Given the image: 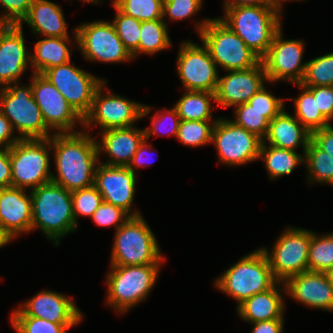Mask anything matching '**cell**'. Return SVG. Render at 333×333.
<instances>
[{
  "label": "cell",
  "mask_w": 333,
  "mask_h": 333,
  "mask_svg": "<svg viewBox=\"0 0 333 333\" xmlns=\"http://www.w3.org/2000/svg\"><path fill=\"white\" fill-rule=\"evenodd\" d=\"M85 131L81 129L74 133H54L51 136L56 168V172H52L51 181L70 192L94 185L99 154L96 137Z\"/></svg>",
  "instance_id": "cell-1"
},
{
  "label": "cell",
  "mask_w": 333,
  "mask_h": 333,
  "mask_svg": "<svg viewBox=\"0 0 333 333\" xmlns=\"http://www.w3.org/2000/svg\"><path fill=\"white\" fill-rule=\"evenodd\" d=\"M32 198L31 231L39 229L55 246L77 229L72 193L50 181L30 190ZM61 239V240H60Z\"/></svg>",
  "instance_id": "cell-2"
},
{
  "label": "cell",
  "mask_w": 333,
  "mask_h": 333,
  "mask_svg": "<svg viewBox=\"0 0 333 333\" xmlns=\"http://www.w3.org/2000/svg\"><path fill=\"white\" fill-rule=\"evenodd\" d=\"M218 17L260 58L267 52L282 27V13L275 5L237 6Z\"/></svg>",
  "instance_id": "cell-3"
},
{
  "label": "cell",
  "mask_w": 333,
  "mask_h": 333,
  "mask_svg": "<svg viewBox=\"0 0 333 333\" xmlns=\"http://www.w3.org/2000/svg\"><path fill=\"white\" fill-rule=\"evenodd\" d=\"M274 278L262 248L245 254L214 281L215 287L237 301L236 308L251 296L271 289Z\"/></svg>",
  "instance_id": "cell-4"
},
{
  "label": "cell",
  "mask_w": 333,
  "mask_h": 333,
  "mask_svg": "<svg viewBox=\"0 0 333 333\" xmlns=\"http://www.w3.org/2000/svg\"><path fill=\"white\" fill-rule=\"evenodd\" d=\"M162 264L110 265L106 275V304L117 314H124L144 302L154 288Z\"/></svg>",
  "instance_id": "cell-5"
},
{
  "label": "cell",
  "mask_w": 333,
  "mask_h": 333,
  "mask_svg": "<svg viewBox=\"0 0 333 333\" xmlns=\"http://www.w3.org/2000/svg\"><path fill=\"white\" fill-rule=\"evenodd\" d=\"M200 41L207 47L217 67L224 71L246 70L261 58L218 17L195 21Z\"/></svg>",
  "instance_id": "cell-6"
},
{
  "label": "cell",
  "mask_w": 333,
  "mask_h": 333,
  "mask_svg": "<svg viewBox=\"0 0 333 333\" xmlns=\"http://www.w3.org/2000/svg\"><path fill=\"white\" fill-rule=\"evenodd\" d=\"M165 261L166 257L143 215L131 216L115 231L110 265H149Z\"/></svg>",
  "instance_id": "cell-7"
},
{
  "label": "cell",
  "mask_w": 333,
  "mask_h": 333,
  "mask_svg": "<svg viewBox=\"0 0 333 333\" xmlns=\"http://www.w3.org/2000/svg\"><path fill=\"white\" fill-rule=\"evenodd\" d=\"M13 83L0 90V111L10 121L19 139L50 138L54 133L46 126L41 110L27 86Z\"/></svg>",
  "instance_id": "cell-8"
},
{
  "label": "cell",
  "mask_w": 333,
  "mask_h": 333,
  "mask_svg": "<svg viewBox=\"0 0 333 333\" xmlns=\"http://www.w3.org/2000/svg\"><path fill=\"white\" fill-rule=\"evenodd\" d=\"M9 149L11 187L32 190L51 181V137L20 139Z\"/></svg>",
  "instance_id": "cell-9"
},
{
  "label": "cell",
  "mask_w": 333,
  "mask_h": 333,
  "mask_svg": "<svg viewBox=\"0 0 333 333\" xmlns=\"http://www.w3.org/2000/svg\"><path fill=\"white\" fill-rule=\"evenodd\" d=\"M107 80L96 90L89 113L83 118V127L88 130L94 125L100 132L110 129L128 128L138 120L149 116L150 105L131 101L111 90L104 91ZM89 128V129H88Z\"/></svg>",
  "instance_id": "cell-10"
},
{
  "label": "cell",
  "mask_w": 333,
  "mask_h": 333,
  "mask_svg": "<svg viewBox=\"0 0 333 333\" xmlns=\"http://www.w3.org/2000/svg\"><path fill=\"white\" fill-rule=\"evenodd\" d=\"M72 35L77 48L88 61L114 64L133 59L112 22L95 20L81 23L75 27Z\"/></svg>",
  "instance_id": "cell-11"
},
{
  "label": "cell",
  "mask_w": 333,
  "mask_h": 333,
  "mask_svg": "<svg viewBox=\"0 0 333 333\" xmlns=\"http://www.w3.org/2000/svg\"><path fill=\"white\" fill-rule=\"evenodd\" d=\"M312 230L288 226L268 250L261 247L266 254L274 278L285 282L292 276L308 271V252Z\"/></svg>",
  "instance_id": "cell-12"
},
{
  "label": "cell",
  "mask_w": 333,
  "mask_h": 333,
  "mask_svg": "<svg viewBox=\"0 0 333 333\" xmlns=\"http://www.w3.org/2000/svg\"><path fill=\"white\" fill-rule=\"evenodd\" d=\"M211 143L217 149L219 162L234 167L259 160L262 139L220 117L213 126Z\"/></svg>",
  "instance_id": "cell-13"
},
{
  "label": "cell",
  "mask_w": 333,
  "mask_h": 333,
  "mask_svg": "<svg viewBox=\"0 0 333 333\" xmlns=\"http://www.w3.org/2000/svg\"><path fill=\"white\" fill-rule=\"evenodd\" d=\"M83 119L90 111L96 90L106 81L71 64V61L43 74Z\"/></svg>",
  "instance_id": "cell-14"
},
{
  "label": "cell",
  "mask_w": 333,
  "mask_h": 333,
  "mask_svg": "<svg viewBox=\"0 0 333 333\" xmlns=\"http://www.w3.org/2000/svg\"><path fill=\"white\" fill-rule=\"evenodd\" d=\"M176 66L184 90L215 93L220 74L203 43L200 46L189 40L182 41Z\"/></svg>",
  "instance_id": "cell-15"
},
{
  "label": "cell",
  "mask_w": 333,
  "mask_h": 333,
  "mask_svg": "<svg viewBox=\"0 0 333 333\" xmlns=\"http://www.w3.org/2000/svg\"><path fill=\"white\" fill-rule=\"evenodd\" d=\"M281 29L275 34L268 52L261 58L268 83L288 81L300 84L307 62H302L305 43L300 39H283Z\"/></svg>",
  "instance_id": "cell-16"
},
{
  "label": "cell",
  "mask_w": 333,
  "mask_h": 333,
  "mask_svg": "<svg viewBox=\"0 0 333 333\" xmlns=\"http://www.w3.org/2000/svg\"><path fill=\"white\" fill-rule=\"evenodd\" d=\"M32 94L39 106L46 126L53 133H74L76 124L83 119L69 105L63 95L42 74L32 73Z\"/></svg>",
  "instance_id": "cell-17"
},
{
  "label": "cell",
  "mask_w": 333,
  "mask_h": 333,
  "mask_svg": "<svg viewBox=\"0 0 333 333\" xmlns=\"http://www.w3.org/2000/svg\"><path fill=\"white\" fill-rule=\"evenodd\" d=\"M75 303L72 296L42 290L14 309L11 316H31L57 324H79L83 313Z\"/></svg>",
  "instance_id": "cell-18"
},
{
  "label": "cell",
  "mask_w": 333,
  "mask_h": 333,
  "mask_svg": "<svg viewBox=\"0 0 333 333\" xmlns=\"http://www.w3.org/2000/svg\"><path fill=\"white\" fill-rule=\"evenodd\" d=\"M136 174L128 167L110 166L98 163L95 170L94 186L101 193L103 201L121 207L131 216L142 215L133 210L136 191Z\"/></svg>",
  "instance_id": "cell-19"
},
{
  "label": "cell",
  "mask_w": 333,
  "mask_h": 333,
  "mask_svg": "<svg viewBox=\"0 0 333 333\" xmlns=\"http://www.w3.org/2000/svg\"><path fill=\"white\" fill-rule=\"evenodd\" d=\"M226 73L219 76L215 91V102L221 108L247 103L268 82L262 61L250 69Z\"/></svg>",
  "instance_id": "cell-20"
},
{
  "label": "cell",
  "mask_w": 333,
  "mask_h": 333,
  "mask_svg": "<svg viewBox=\"0 0 333 333\" xmlns=\"http://www.w3.org/2000/svg\"><path fill=\"white\" fill-rule=\"evenodd\" d=\"M24 40L23 26L0 24V85L21 82L30 64V52Z\"/></svg>",
  "instance_id": "cell-21"
},
{
  "label": "cell",
  "mask_w": 333,
  "mask_h": 333,
  "mask_svg": "<svg viewBox=\"0 0 333 333\" xmlns=\"http://www.w3.org/2000/svg\"><path fill=\"white\" fill-rule=\"evenodd\" d=\"M284 286L285 294L302 305L333 312V286L327 273L306 271L287 279Z\"/></svg>",
  "instance_id": "cell-22"
},
{
  "label": "cell",
  "mask_w": 333,
  "mask_h": 333,
  "mask_svg": "<svg viewBox=\"0 0 333 333\" xmlns=\"http://www.w3.org/2000/svg\"><path fill=\"white\" fill-rule=\"evenodd\" d=\"M0 226L12 239L31 232L32 198L26 189L0 188Z\"/></svg>",
  "instance_id": "cell-23"
},
{
  "label": "cell",
  "mask_w": 333,
  "mask_h": 333,
  "mask_svg": "<svg viewBox=\"0 0 333 333\" xmlns=\"http://www.w3.org/2000/svg\"><path fill=\"white\" fill-rule=\"evenodd\" d=\"M135 126L101 131V140H97L99 162L110 166L128 167L138 146L145 139L144 129ZM108 156L101 162L100 155Z\"/></svg>",
  "instance_id": "cell-24"
},
{
  "label": "cell",
  "mask_w": 333,
  "mask_h": 333,
  "mask_svg": "<svg viewBox=\"0 0 333 333\" xmlns=\"http://www.w3.org/2000/svg\"><path fill=\"white\" fill-rule=\"evenodd\" d=\"M283 292L286 293L284 283L277 282L271 289L246 299L236 308V312L248 323L284 319L286 307Z\"/></svg>",
  "instance_id": "cell-25"
},
{
  "label": "cell",
  "mask_w": 333,
  "mask_h": 333,
  "mask_svg": "<svg viewBox=\"0 0 333 333\" xmlns=\"http://www.w3.org/2000/svg\"><path fill=\"white\" fill-rule=\"evenodd\" d=\"M310 141L311 133L284 108L269 122L262 143L293 151L301 146L304 155Z\"/></svg>",
  "instance_id": "cell-26"
},
{
  "label": "cell",
  "mask_w": 333,
  "mask_h": 333,
  "mask_svg": "<svg viewBox=\"0 0 333 333\" xmlns=\"http://www.w3.org/2000/svg\"><path fill=\"white\" fill-rule=\"evenodd\" d=\"M26 23L32 34L41 37H70L62 7L49 0H34L28 15L19 24Z\"/></svg>",
  "instance_id": "cell-27"
},
{
  "label": "cell",
  "mask_w": 333,
  "mask_h": 333,
  "mask_svg": "<svg viewBox=\"0 0 333 333\" xmlns=\"http://www.w3.org/2000/svg\"><path fill=\"white\" fill-rule=\"evenodd\" d=\"M70 37H45L34 45L30 53L33 73L43 74L46 70L71 61Z\"/></svg>",
  "instance_id": "cell-28"
},
{
  "label": "cell",
  "mask_w": 333,
  "mask_h": 333,
  "mask_svg": "<svg viewBox=\"0 0 333 333\" xmlns=\"http://www.w3.org/2000/svg\"><path fill=\"white\" fill-rule=\"evenodd\" d=\"M260 159L264 162L268 177L271 180L290 175L297 166L304 165V155H300L297 151L277 148L266 143L261 144Z\"/></svg>",
  "instance_id": "cell-29"
},
{
  "label": "cell",
  "mask_w": 333,
  "mask_h": 333,
  "mask_svg": "<svg viewBox=\"0 0 333 333\" xmlns=\"http://www.w3.org/2000/svg\"><path fill=\"white\" fill-rule=\"evenodd\" d=\"M212 101H216L213 92L185 90L173 107L181 120L217 121L212 118Z\"/></svg>",
  "instance_id": "cell-30"
},
{
  "label": "cell",
  "mask_w": 333,
  "mask_h": 333,
  "mask_svg": "<svg viewBox=\"0 0 333 333\" xmlns=\"http://www.w3.org/2000/svg\"><path fill=\"white\" fill-rule=\"evenodd\" d=\"M300 88L301 94L293 100L294 117L310 132L328 127L332 123L318 109L317 97L305 86L294 84Z\"/></svg>",
  "instance_id": "cell-31"
},
{
  "label": "cell",
  "mask_w": 333,
  "mask_h": 333,
  "mask_svg": "<svg viewBox=\"0 0 333 333\" xmlns=\"http://www.w3.org/2000/svg\"><path fill=\"white\" fill-rule=\"evenodd\" d=\"M307 183L330 184L333 181V156L323 152L312 141L304 154Z\"/></svg>",
  "instance_id": "cell-32"
},
{
  "label": "cell",
  "mask_w": 333,
  "mask_h": 333,
  "mask_svg": "<svg viewBox=\"0 0 333 333\" xmlns=\"http://www.w3.org/2000/svg\"><path fill=\"white\" fill-rule=\"evenodd\" d=\"M168 24L163 19L142 21L140 27L139 55L157 54L172 46Z\"/></svg>",
  "instance_id": "cell-33"
},
{
  "label": "cell",
  "mask_w": 333,
  "mask_h": 333,
  "mask_svg": "<svg viewBox=\"0 0 333 333\" xmlns=\"http://www.w3.org/2000/svg\"><path fill=\"white\" fill-rule=\"evenodd\" d=\"M281 111H258L248 102L234 107V120L236 125L256 134L262 140L267 134L269 122Z\"/></svg>",
  "instance_id": "cell-34"
},
{
  "label": "cell",
  "mask_w": 333,
  "mask_h": 333,
  "mask_svg": "<svg viewBox=\"0 0 333 333\" xmlns=\"http://www.w3.org/2000/svg\"><path fill=\"white\" fill-rule=\"evenodd\" d=\"M333 268V232L318 235L312 231L308 271L328 273Z\"/></svg>",
  "instance_id": "cell-35"
},
{
  "label": "cell",
  "mask_w": 333,
  "mask_h": 333,
  "mask_svg": "<svg viewBox=\"0 0 333 333\" xmlns=\"http://www.w3.org/2000/svg\"><path fill=\"white\" fill-rule=\"evenodd\" d=\"M164 0H112L121 13L139 21L163 19Z\"/></svg>",
  "instance_id": "cell-36"
},
{
  "label": "cell",
  "mask_w": 333,
  "mask_h": 333,
  "mask_svg": "<svg viewBox=\"0 0 333 333\" xmlns=\"http://www.w3.org/2000/svg\"><path fill=\"white\" fill-rule=\"evenodd\" d=\"M216 121L181 120L177 140L187 147L211 144L212 130Z\"/></svg>",
  "instance_id": "cell-37"
},
{
  "label": "cell",
  "mask_w": 333,
  "mask_h": 333,
  "mask_svg": "<svg viewBox=\"0 0 333 333\" xmlns=\"http://www.w3.org/2000/svg\"><path fill=\"white\" fill-rule=\"evenodd\" d=\"M303 86H333V52L307 61Z\"/></svg>",
  "instance_id": "cell-38"
},
{
  "label": "cell",
  "mask_w": 333,
  "mask_h": 333,
  "mask_svg": "<svg viewBox=\"0 0 333 333\" xmlns=\"http://www.w3.org/2000/svg\"><path fill=\"white\" fill-rule=\"evenodd\" d=\"M116 13L112 20L116 33L135 59L139 55L141 21L121 13L113 4Z\"/></svg>",
  "instance_id": "cell-39"
},
{
  "label": "cell",
  "mask_w": 333,
  "mask_h": 333,
  "mask_svg": "<svg viewBox=\"0 0 333 333\" xmlns=\"http://www.w3.org/2000/svg\"><path fill=\"white\" fill-rule=\"evenodd\" d=\"M11 326L17 333H68L77 324H57L31 316H10Z\"/></svg>",
  "instance_id": "cell-40"
},
{
  "label": "cell",
  "mask_w": 333,
  "mask_h": 333,
  "mask_svg": "<svg viewBox=\"0 0 333 333\" xmlns=\"http://www.w3.org/2000/svg\"><path fill=\"white\" fill-rule=\"evenodd\" d=\"M180 121L181 119L174 107L157 110L154 116H151V125L144 129L145 140L153 135L161 136L165 133H167V136L171 135L177 138Z\"/></svg>",
  "instance_id": "cell-41"
},
{
  "label": "cell",
  "mask_w": 333,
  "mask_h": 333,
  "mask_svg": "<svg viewBox=\"0 0 333 333\" xmlns=\"http://www.w3.org/2000/svg\"><path fill=\"white\" fill-rule=\"evenodd\" d=\"M73 213L76 226L78 227V217L91 218L95 210L103 202L101 193L93 185L88 188L72 191Z\"/></svg>",
  "instance_id": "cell-42"
},
{
  "label": "cell",
  "mask_w": 333,
  "mask_h": 333,
  "mask_svg": "<svg viewBox=\"0 0 333 333\" xmlns=\"http://www.w3.org/2000/svg\"><path fill=\"white\" fill-rule=\"evenodd\" d=\"M131 215L124 209L103 201L93 213L91 219L97 226L112 227L117 230L123 225Z\"/></svg>",
  "instance_id": "cell-43"
},
{
  "label": "cell",
  "mask_w": 333,
  "mask_h": 333,
  "mask_svg": "<svg viewBox=\"0 0 333 333\" xmlns=\"http://www.w3.org/2000/svg\"><path fill=\"white\" fill-rule=\"evenodd\" d=\"M203 0H164L163 20L180 21L195 16L201 9Z\"/></svg>",
  "instance_id": "cell-44"
},
{
  "label": "cell",
  "mask_w": 333,
  "mask_h": 333,
  "mask_svg": "<svg viewBox=\"0 0 333 333\" xmlns=\"http://www.w3.org/2000/svg\"><path fill=\"white\" fill-rule=\"evenodd\" d=\"M34 0H0V8L4 13L0 15V24L19 25L28 15Z\"/></svg>",
  "instance_id": "cell-45"
},
{
  "label": "cell",
  "mask_w": 333,
  "mask_h": 333,
  "mask_svg": "<svg viewBox=\"0 0 333 333\" xmlns=\"http://www.w3.org/2000/svg\"><path fill=\"white\" fill-rule=\"evenodd\" d=\"M284 98L273 96L265 85L248 101L258 111H282L285 108Z\"/></svg>",
  "instance_id": "cell-46"
},
{
  "label": "cell",
  "mask_w": 333,
  "mask_h": 333,
  "mask_svg": "<svg viewBox=\"0 0 333 333\" xmlns=\"http://www.w3.org/2000/svg\"><path fill=\"white\" fill-rule=\"evenodd\" d=\"M317 97L318 109L330 121L333 120V86H305Z\"/></svg>",
  "instance_id": "cell-47"
},
{
  "label": "cell",
  "mask_w": 333,
  "mask_h": 333,
  "mask_svg": "<svg viewBox=\"0 0 333 333\" xmlns=\"http://www.w3.org/2000/svg\"><path fill=\"white\" fill-rule=\"evenodd\" d=\"M311 141L323 152L333 156V126L318 129L311 133Z\"/></svg>",
  "instance_id": "cell-48"
},
{
  "label": "cell",
  "mask_w": 333,
  "mask_h": 333,
  "mask_svg": "<svg viewBox=\"0 0 333 333\" xmlns=\"http://www.w3.org/2000/svg\"><path fill=\"white\" fill-rule=\"evenodd\" d=\"M151 144L147 143V140H143L142 143L138 146L137 152L134 154L128 168L132 170L135 174L136 170L140 167H146L151 165L152 160L149 161L151 152Z\"/></svg>",
  "instance_id": "cell-49"
},
{
  "label": "cell",
  "mask_w": 333,
  "mask_h": 333,
  "mask_svg": "<svg viewBox=\"0 0 333 333\" xmlns=\"http://www.w3.org/2000/svg\"><path fill=\"white\" fill-rule=\"evenodd\" d=\"M14 132L10 121L0 111V149L10 148L20 140Z\"/></svg>",
  "instance_id": "cell-50"
},
{
  "label": "cell",
  "mask_w": 333,
  "mask_h": 333,
  "mask_svg": "<svg viewBox=\"0 0 333 333\" xmlns=\"http://www.w3.org/2000/svg\"><path fill=\"white\" fill-rule=\"evenodd\" d=\"M11 187L10 149H0V188Z\"/></svg>",
  "instance_id": "cell-51"
},
{
  "label": "cell",
  "mask_w": 333,
  "mask_h": 333,
  "mask_svg": "<svg viewBox=\"0 0 333 333\" xmlns=\"http://www.w3.org/2000/svg\"><path fill=\"white\" fill-rule=\"evenodd\" d=\"M284 321V319H274L250 323L253 326L251 333H283Z\"/></svg>",
  "instance_id": "cell-52"
},
{
  "label": "cell",
  "mask_w": 333,
  "mask_h": 333,
  "mask_svg": "<svg viewBox=\"0 0 333 333\" xmlns=\"http://www.w3.org/2000/svg\"><path fill=\"white\" fill-rule=\"evenodd\" d=\"M274 5L273 0H224L223 11L237 6Z\"/></svg>",
  "instance_id": "cell-53"
},
{
  "label": "cell",
  "mask_w": 333,
  "mask_h": 333,
  "mask_svg": "<svg viewBox=\"0 0 333 333\" xmlns=\"http://www.w3.org/2000/svg\"><path fill=\"white\" fill-rule=\"evenodd\" d=\"M11 240L12 239L3 231L2 227L0 226V248L6 246L11 242Z\"/></svg>",
  "instance_id": "cell-54"
},
{
  "label": "cell",
  "mask_w": 333,
  "mask_h": 333,
  "mask_svg": "<svg viewBox=\"0 0 333 333\" xmlns=\"http://www.w3.org/2000/svg\"><path fill=\"white\" fill-rule=\"evenodd\" d=\"M287 1H304V0H273L275 7L283 14V3Z\"/></svg>",
  "instance_id": "cell-55"
},
{
  "label": "cell",
  "mask_w": 333,
  "mask_h": 333,
  "mask_svg": "<svg viewBox=\"0 0 333 333\" xmlns=\"http://www.w3.org/2000/svg\"><path fill=\"white\" fill-rule=\"evenodd\" d=\"M67 1H70V0H67ZM82 2H85V3H92V4H99L101 3L102 1L100 0H81Z\"/></svg>",
  "instance_id": "cell-56"
},
{
  "label": "cell",
  "mask_w": 333,
  "mask_h": 333,
  "mask_svg": "<svg viewBox=\"0 0 333 333\" xmlns=\"http://www.w3.org/2000/svg\"><path fill=\"white\" fill-rule=\"evenodd\" d=\"M329 275V278H330V281H331V284L333 286V268L327 273Z\"/></svg>",
  "instance_id": "cell-57"
}]
</instances>
